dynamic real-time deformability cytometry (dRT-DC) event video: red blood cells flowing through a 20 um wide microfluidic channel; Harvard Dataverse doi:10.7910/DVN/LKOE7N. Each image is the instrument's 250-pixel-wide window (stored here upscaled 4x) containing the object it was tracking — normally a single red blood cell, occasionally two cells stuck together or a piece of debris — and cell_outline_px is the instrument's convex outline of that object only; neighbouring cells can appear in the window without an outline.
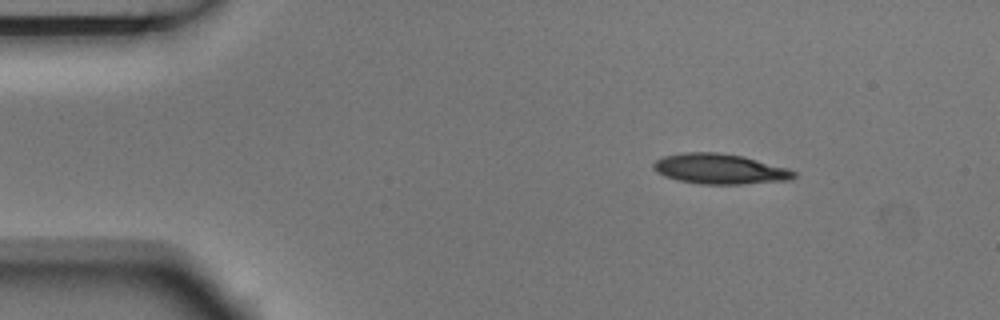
{"species": "Egyptian fruit bat (a non-hibernating species)", "species_latin": "Rousettus aegyptiacus", "temperature_condition": "room temperature", "stored_images_in_passage": 3, "camera_frame_rate_fps": 3000, "um_per_image_px": 0.085, "animal": {"sex": "male"}, "frame": {"image": 1, "passage_image": 1, "time_ms": 0.0, "image_size_px": [1000, 320], "cell_outline_px": [[796, 176], [788, 180], [744, 184], [700, 184], [680, 180], [664, 176], [656, 172], [652, 168], [652, 164], [656, 160], [664, 156], [684, 152], [716, 152], [744, 156], [788, 168], [796, 172]], "centroid_in_image_um": [61.17, 14.35], "position_along_channel_um": 23.8, "area_um2": 24.8}}